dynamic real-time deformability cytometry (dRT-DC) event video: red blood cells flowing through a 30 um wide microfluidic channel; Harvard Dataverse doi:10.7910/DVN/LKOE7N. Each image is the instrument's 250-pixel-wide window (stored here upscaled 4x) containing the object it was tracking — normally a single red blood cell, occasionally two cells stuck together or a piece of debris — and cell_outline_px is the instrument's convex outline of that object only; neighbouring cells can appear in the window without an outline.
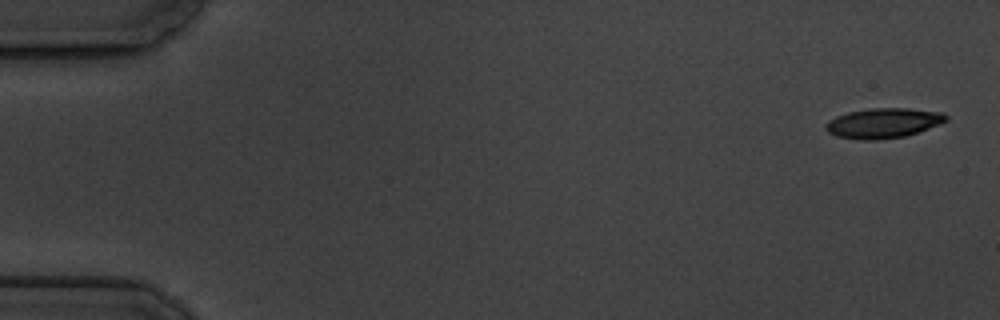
{"species": "common noctule bat (a hibernating species)", "species_latin": "Nyctalus noctula", "temperature_condition": "cold", "stored_images_in_passage": 6, "camera_frame_rate_fps": 3000, "um_per_image_px": 0.085, "animal": {"sex": "male", "body_mass_g": 19.5, "forearm_length_mm": 54.6}, "frame": {"image": 1, "passage_image": 1, "time_ms": 0.0, "image_size_px": [1000, 320], "cell_outline_px": [[948, 120], [940, 124], [904, 136], [876, 140], [864, 140], [836, 136], [828, 132], [824, 128], [824, 124], [828, 120], [836, 116], [848, 112], [868, 108], [908, 108], [940, 112], [948, 116]], "centroid_in_image_um": [75.04, 10.45], "position_along_channel_um": 10.0, "area_um2": 20.98}}
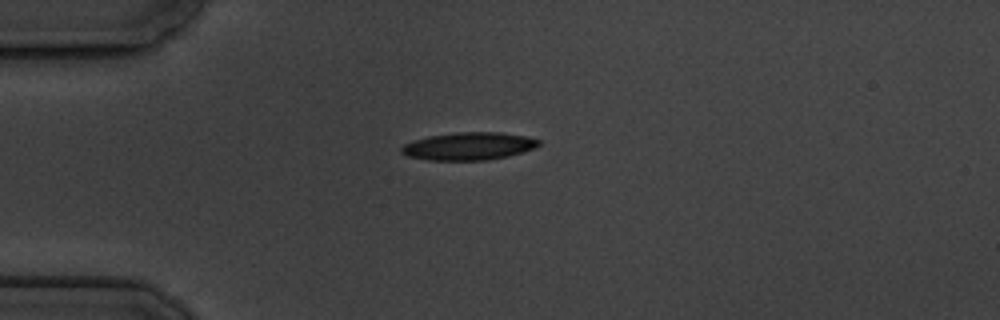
{"frame": {"image": 2, "passage_image": 5, "time_ms": 4.333, "image_size_px": [1000, 320], "cell_outline_px": [[540, 144], [532, 148], [508, 156], [488, 160], [428, 160], [408, 156], [400, 152], [400, 148], [404, 144], [412, 140], [428, 136], [456, 132], [500, 132], [528, 136], [540, 140]], "centroid_in_image_um": [39.81, 12.42], "position_along_channel_um": 45.2, "area_um2": 22.2}}